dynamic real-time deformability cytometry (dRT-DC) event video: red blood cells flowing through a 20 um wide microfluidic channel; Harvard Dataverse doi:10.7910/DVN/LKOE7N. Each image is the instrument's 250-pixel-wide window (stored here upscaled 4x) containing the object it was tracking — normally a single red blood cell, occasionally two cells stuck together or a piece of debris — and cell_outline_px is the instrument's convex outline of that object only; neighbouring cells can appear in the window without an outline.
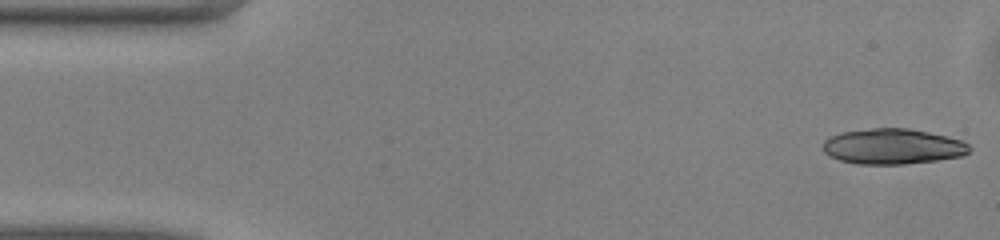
{"species": "common noctule bat (a hibernating species)", "species_latin": "Nyctalus noctula", "temperature_condition": "warm", "stored_images_in_passage": 48, "camera_frame_rate_fps": 3000, "um_per_image_px": 0.085, "animal": {"sex": "male", "body_mass_g": 13.0, "forearm_length_mm": 53.1}, "frame": {"image": 1, "passage_image": 1, "time_ms": 0.0, "image_size_px": [1000, 240], "cell_outline_px": [[972, 148], [964, 156], [936, 160], [904, 164], [856, 164], [840, 160], [828, 156], [824, 152], [824, 140], [828, 136], [840, 132], [872, 128], [908, 128], [928, 132], [960, 140], [968, 144]], "centroid_in_image_um": [75.85, 12.45], "position_along_channel_um": 9.1, "area_um2": 30.35}}
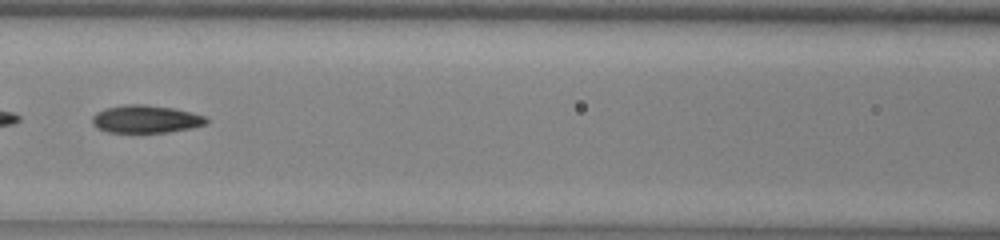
{"frame": {"image": 2, "passage_image": 21, "time_ms": 6.667, "image_size_px": [1000, 240], "cell_outline_px": [[208, 120], [204, 124], [192, 128], [168, 132], [108, 132], [96, 128], [92, 124], [92, 116], [96, 112], [104, 108], [124, 104], [144, 104], [172, 108], [192, 112], [204, 116]], "centroid_in_image_um": [12.34, 10.11], "position_along_channel_um": 154.3, "area_um2": 18.5}}
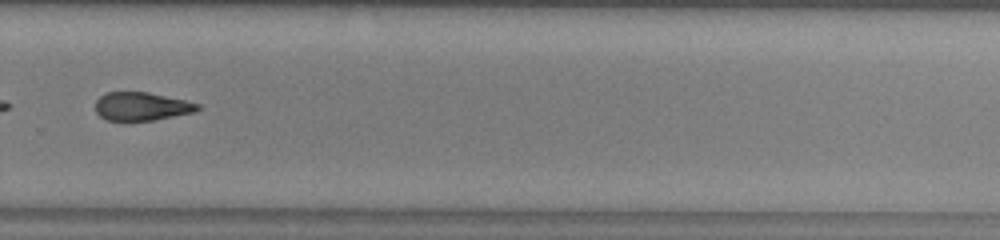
{"frame": {"image": 3, "passage_image": 33, "time_ms": 10.667, "image_size_px": [1000, 240], "cell_outline_px": [[200, 108], [192, 112], [152, 120], [124, 124], [108, 120], [100, 116], [96, 112], [96, 100], [100, 96], [108, 92], [148, 92], [184, 100], [200, 104]], "centroid_in_image_um": [11.96, 9.08], "position_along_channel_um": 317.8, "area_um2": 17.17}, "authors_computed_cell_mechanics": {"area_um2": 18.6116, "velocity_mm_per_s": 4.101, "shape_relaxation_time_tau1_ms": 3.3539, "shape_relaxation_time_tau2_ms": 4.6537, "deformation_change_tau1": 0.1185, "deformation_change_tau2": 0.117}}